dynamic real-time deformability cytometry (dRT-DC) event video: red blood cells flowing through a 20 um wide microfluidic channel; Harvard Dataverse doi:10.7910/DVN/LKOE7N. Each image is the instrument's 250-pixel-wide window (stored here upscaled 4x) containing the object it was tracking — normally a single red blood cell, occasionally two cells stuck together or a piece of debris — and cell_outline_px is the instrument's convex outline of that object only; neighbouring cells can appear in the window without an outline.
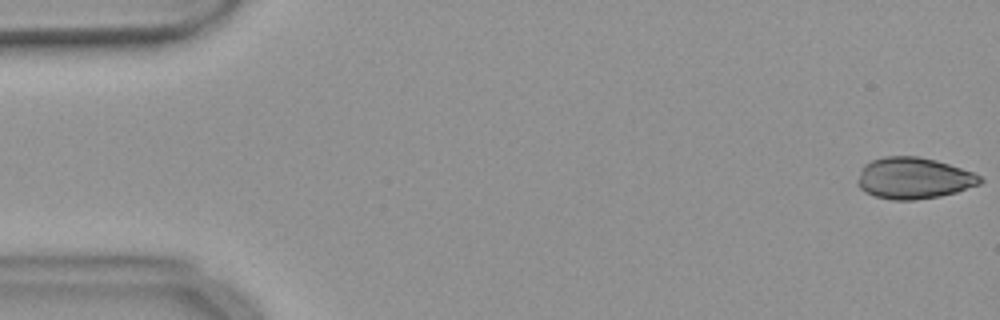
{"species": "common noctule bat (a hibernating species)", "species_latin": "Nyctalus noctula", "temperature_condition": "warm", "stored_images_in_passage": 54, "camera_frame_rate_fps": 3000, "um_per_image_px": 0.085, "animal": {"sex": "female", "body_mass_g": 18.4}, "frame": {"image": 1, "passage_image": 1, "time_ms": 0.0, "image_size_px": [1000, 320], "cell_outline_px": [[984, 180], [980, 184], [956, 192], [940, 196], [912, 200], [892, 200], [876, 196], [864, 192], [856, 184], [856, 180], [864, 164], [872, 160], [884, 156], [916, 156], [936, 160], [972, 172], [980, 176]], "centroid_in_image_um": [77.63, 15.14], "position_along_channel_um": 7.4, "area_um2": 29.54}}
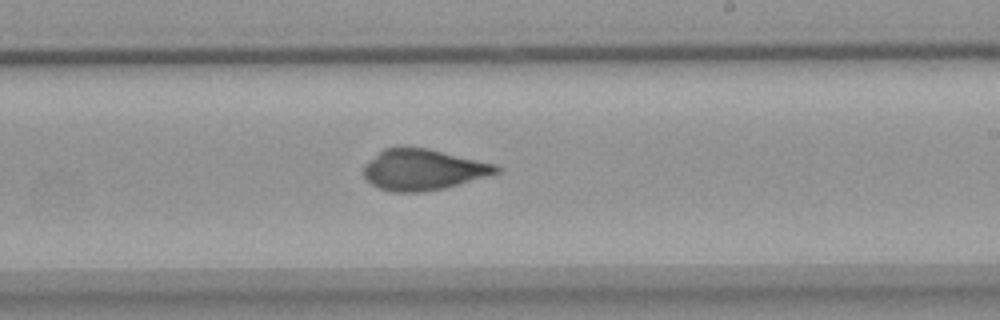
{"frame": {"image": 2, "passage_image": 32, "time_ms": 10.333, "image_size_px": [1000, 320], "cell_outline_px": [[500, 172], [444, 188], [424, 192], [392, 192], [380, 188], [372, 184], [364, 176], [364, 164], [368, 160], [384, 148], [396, 144], [400, 144], [428, 148], [496, 164], [500, 168]], "centroid_in_image_um": [35.92, 14.38], "position_along_channel_um": 253.1, "area_um2": 32.02}}
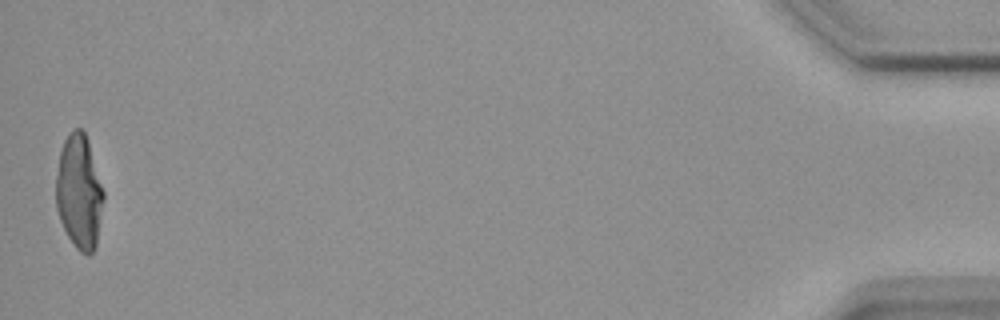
{"frame": {"image": 3, "passage_image": 54, "time_ms": 17.667, "image_size_px": [1000, 320], "cell_outline_px": [[104, 200], [96, 248], [88, 256], [80, 252], [76, 248], [68, 236], [60, 220], [56, 208], [56, 176], [60, 152], [64, 140], [68, 132], [72, 128], [80, 128], [84, 132], [88, 140], [104, 192]], "centroid_in_image_um": [6.73, 16.32], "position_along_channel_um": 428.5, "area_um2": 31.85}}